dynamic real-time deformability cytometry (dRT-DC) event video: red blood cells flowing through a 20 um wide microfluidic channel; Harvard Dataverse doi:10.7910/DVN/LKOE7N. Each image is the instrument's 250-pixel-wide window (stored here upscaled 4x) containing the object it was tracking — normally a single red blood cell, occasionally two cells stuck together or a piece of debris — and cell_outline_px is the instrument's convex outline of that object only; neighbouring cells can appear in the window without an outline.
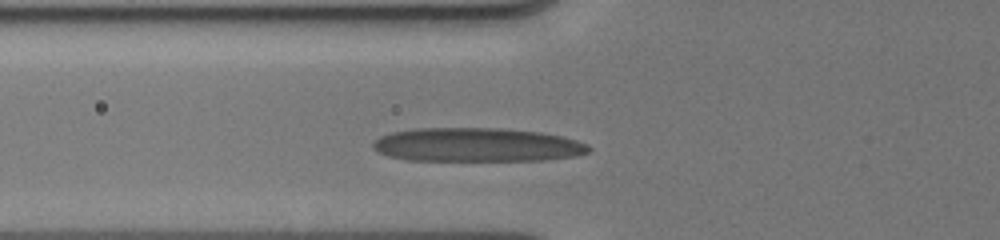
{"species": "human", "species_latin": "Homo sapiens", "temperature_condition": "cold", "stored_images_in_passage": 7, "camera_frame_rate_fps": 3000, "um_per_image_px": 0.085, "donor": {"sex": "male"}, "frame": {"image": 1, "passage_image": 5, "time_ms": 2.667, "image_size_px": [1000, 240], "cell_outline_px": [[592, 152], [576, 156], [544, 160], [404, 160], [388, 156], [372, 148], [372, 144], [380, 136], [392, 132], [416, 128], [504, 128], [540, 132], [564, 136], [588, 144], [592, 148]], "centroid_in_image_um": [40.58, 12.31], "position_along_channel_um": 85.2, "area_um2": 42.83}}
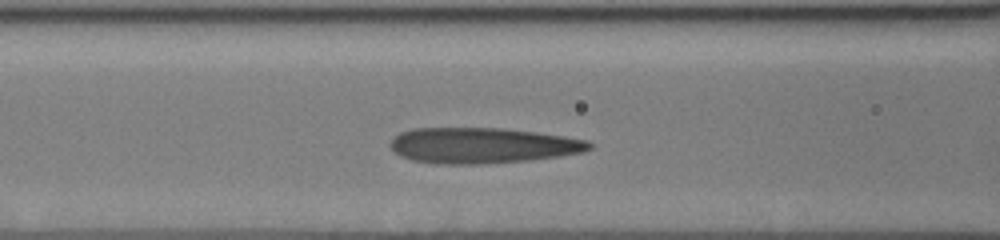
{"frame": {"image": 2, "passage_image": 7, "time_ms": 3.667, "image_size_px": [1000, 240], "cell_outline_px": [[592, 148], [584, 152], [560, 156], [528, 160], [476, 164], [436, 164], [412, 160], [400, 156], [388, 144], [400, 132], [412, 128], [500, 128], [564, 136], [588, 140], [592, 144]], "centroid_in_image_um": [40.99, 12.36], "position_along_channel_um": 125.6, "area_um2": 41.27}}